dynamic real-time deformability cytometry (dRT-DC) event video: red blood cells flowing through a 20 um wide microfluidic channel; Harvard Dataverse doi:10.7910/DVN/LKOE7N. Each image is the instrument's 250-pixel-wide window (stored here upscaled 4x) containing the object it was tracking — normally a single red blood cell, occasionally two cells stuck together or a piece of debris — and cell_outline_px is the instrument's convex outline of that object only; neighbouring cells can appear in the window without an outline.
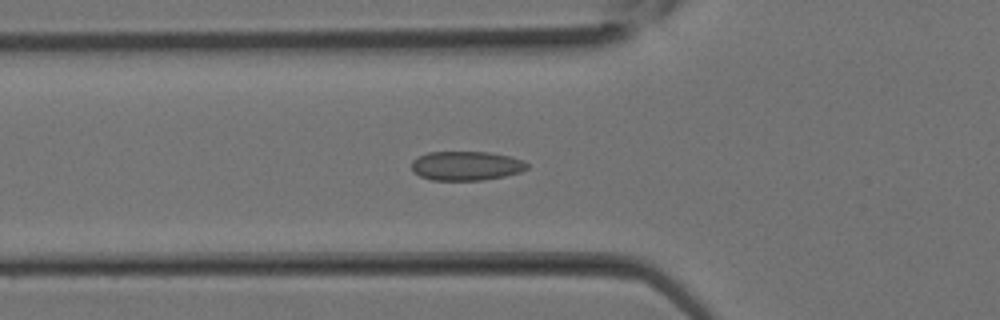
{"species": "Egyptian fruit bat (a non-hibernating species)", "species_latin": "Rousettus aegyptiacus", "temperature_condition": "room temperature", "stored_images_in_passage": 31, "segment_of_instrument_passage": [1, 2], "camera_frame_rate_fps": 3000, "um_per_image_px": 0.085, "animal": {"sex": "female"}, "frame": {"image": 1, "passage_image": 10, "time_ms": 3.0, "image_size_px": [1000, 320], "cell_outline_px": [[528, 168], [520, 172], [504, 176], [484, 180], [432, 180], [420, 176], [412, 172], [412, 160], [416, 156], [428, 152], [488, 152], [508, 156], [524, 160], [528, 164]], "centroid_in_image_um": [39.6, 14.09], "position_along_channel_um": 86.2, "area_um2": 19.77}}
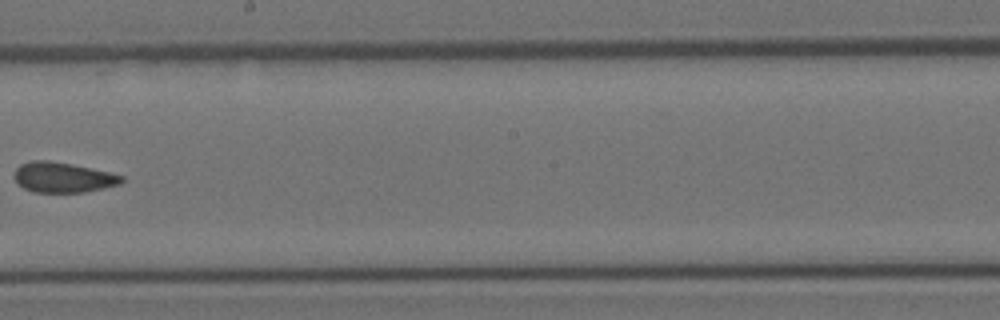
{"frame": {"image": 2, "passage_image": 17, "time_ms": 5.333, "image_size_px": [1000, 320], "cell_outline_px": [[124, 180], [120, 184], [104, 188], [84, 192], [32, 192], [24, 188], [16, 180], [16, 168], [20, 164], [32, 160], [48, 160], [72, 164], [108, 172], [124, 176]], "centroid_in_image_um": [5.37, 15.07], "position_along_channel_um": 242.8, "area_um2": 18.73}}
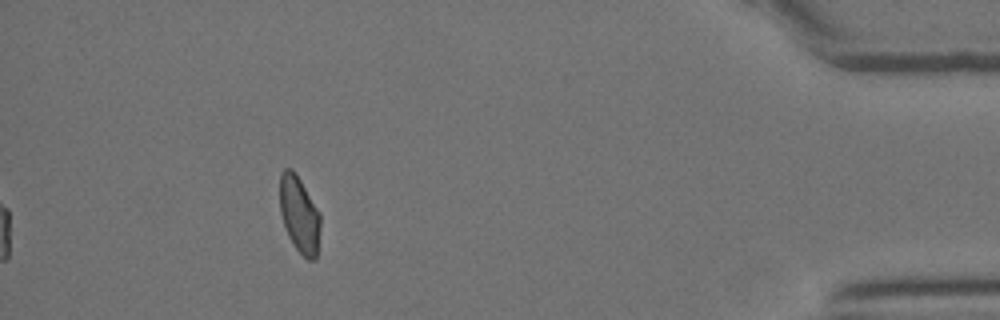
{"frame": {"image": 3, "passage_image": 27, "time_ms": 8.667, "image_size_px": [1000, 320], "cell_outline_px": [[320, 224], [316, 260], [308, 260], [292, 244], [288, 236], [280, 212], [280, 172], [284, 168], [292, 168], [296, 172], [320, 212]], "centroid_in_image_um": [25.44, 18.2], "position_along_channel_um": 409.8, "area_um2": 18.21}}